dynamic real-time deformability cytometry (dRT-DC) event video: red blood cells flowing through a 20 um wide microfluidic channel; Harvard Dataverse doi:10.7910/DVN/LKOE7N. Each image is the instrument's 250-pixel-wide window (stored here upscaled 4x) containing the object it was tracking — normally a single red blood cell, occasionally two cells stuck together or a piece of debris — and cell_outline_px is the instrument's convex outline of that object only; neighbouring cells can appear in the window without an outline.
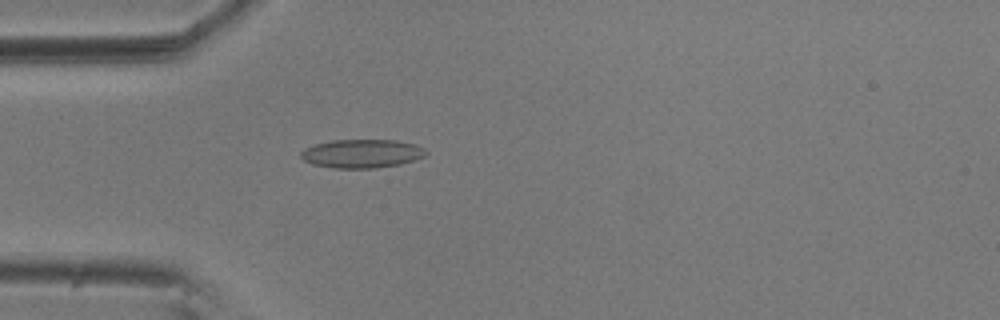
{"species": "common noctule bat (a hibernating species)", "species_latin": "Nyctalus noctula", "temperature_condition": "room temperature", "stored_images_in_passage": 54, "camera_frame_rate_fps": 3000, "um_per_image_px": 0.085, "animal": {"sex": "male", "body_mass_g": 20.5, "forearm_length_mm": 52.5}, "frame": {"image": 1, "passage_image": 14, "time_ms": 4.333, "image_size_px": [1000, 320], "cell_outline_px": [[428, 152], [424, 156], [400, 164], [376, 168], [332, 168], [312, 164], [304, 160], [300, 156], [300, 152], [304, 148], [316, 144], [332, 140], [396, 140], [412, 144], [424, 148]], "centroid_in_image_um": [30.72, 13.06], "position_along_channel_um": 54.3, "area_um2": 20.75}}
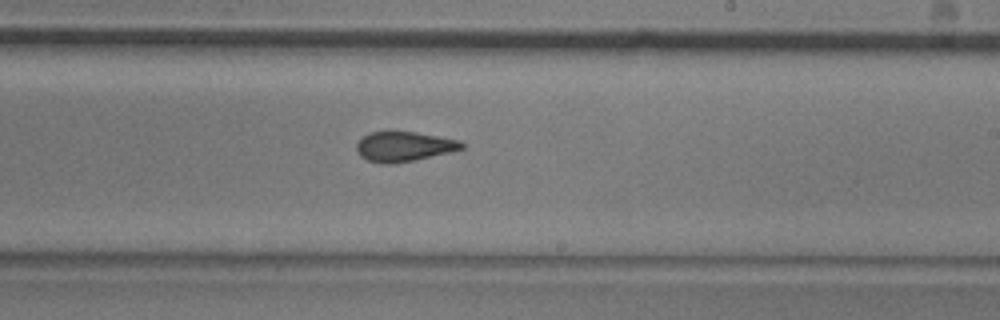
{"frame": {"image": 2, "passage_image": 31, "time_ms": 10.0, "image_size_px": [1000, 320], "cell_outline_px": [[464, 148], [416, 160], [392, 164], [380, 164], [368, 160], [360, 156], [356, 148], [356, 144], [368, 132], [416, 132], [460, 140], [464, 144]], "centroid_in_image_um": [34.32, 12.46], "position_along_channel_um": 254.7, "area_um2": 18.21}}
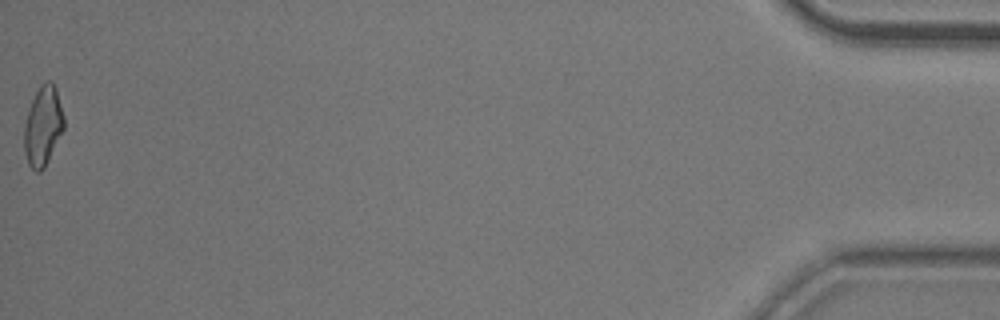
{"frame": {"image": 3, "passage_image": 54, "time_ms": 17.667, "image_size_px": [1000, 320], "cell_outline_px": [[64, 128], [44, 168], [40, 172], [36, 172], [28, 164], [24, 152], [24, 124], [28, 108], [40, 84], [48, 80], [52, 80], [56, 88], [64, 116]], "centroid_in_image_um": [3.64, 10.69], "position_along_channel_um": 431.6, "area_um2": 18.5}, "authors_computed_cell_mechanics": {"area_um2": 18.9873, "velocity_mm_per_s": 3.6236, "shape_relaxation_time_tau1_ms": null, "shape_relaxation_time_tau2_ms": 1.4754, "deformation_change_tau1": null, "deformation_change_tau2": 0.0965}}